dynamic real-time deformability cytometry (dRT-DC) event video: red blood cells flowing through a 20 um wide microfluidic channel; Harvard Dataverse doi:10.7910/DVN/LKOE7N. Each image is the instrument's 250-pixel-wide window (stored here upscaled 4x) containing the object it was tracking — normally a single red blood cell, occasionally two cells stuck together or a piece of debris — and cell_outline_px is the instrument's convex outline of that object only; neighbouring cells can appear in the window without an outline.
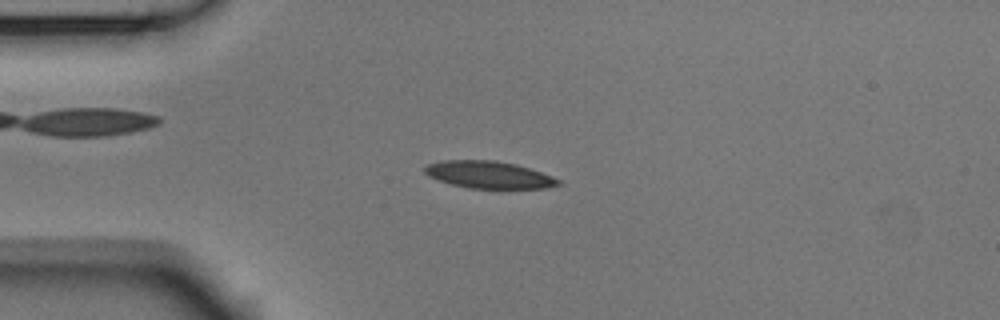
{"species": "Egyptian fruit bat (a non-hibernating species)", "species_latin": "Rousettus aegyptiacus", "temperature_condition": "room temperature", "stored_images_in_passage": 43, "camera_frame_rate_fps": 3000, "um_per_image_px": 0.085, "animal": {"sex": "male"}, "frame": {"image": 1, "passage_image": 2, "time_ms": 0.333, "image_size_px": [1000, 320], "cell_outline_px": [[560, 184], [544, 188], [468, 188], [452, 184], [428, 176], [424, 172], [424, 164], [440, 160], [492, 160], [516, 164], [552, 176], [560, 180]], "centroid_in_image_um": [41.49, 14.84], "position_along_channel_um": 43.5, "area_um2": 21.04}}
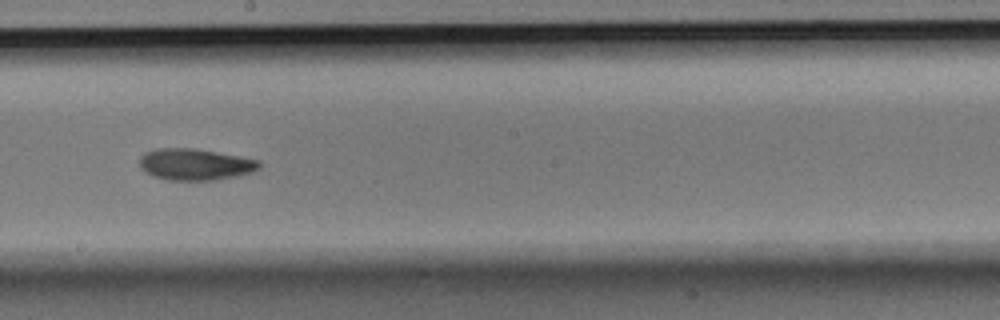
{"frame": {"image": 2, "passage_image": 19, "time_ms": 6.0, "image_size_px": [1000, 320], "cell_outline_px": [[260, 168], [252, 172], [236, 176], [216, 180], [168, 180], [152, 176], [140, 168], [140, 156], [144, 152], [156, 148], [196, 148], [240, 156], [260, 160]], "centroid_in_image_um": [16.58, 13.97], "position_along_channel_um": 231.6, "area_um2": 22.2}}
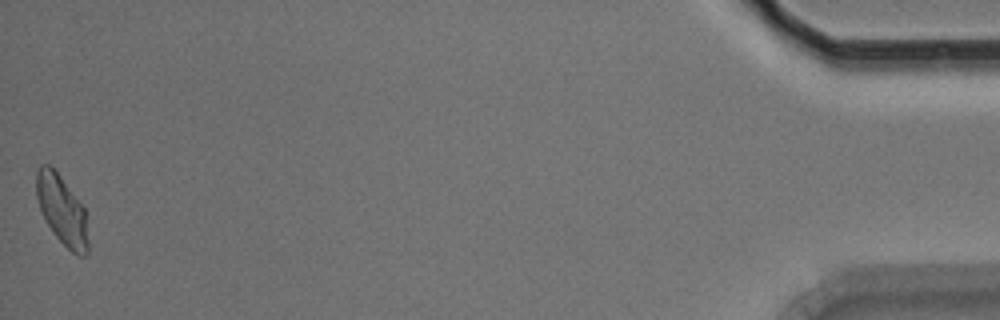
{"frame": {"image": 3, "passage_image": 43, "time_ms": 14.0, "image_size_px": [1000, 320], "cell_outline_px": [[88, 252], [84, 256], [76, 256], [52, 232], [40, 208], [36, 196], [36, 172], [40, 164], [48, 164], [60, 176], [84, 208], [88, 240]], "centroid_in_image_um": [5.26, 17.87], "position_along_channel_um": 429.9, "area_um2": 20.52}, "authors_computed_cell_mechanics": {"area_um2": 21.4438, "velocity_mm_per_s": 3.6781, "shape_relaxation_time_tau1_ms": 9.0449, "shape_relaxation_time_tau2_ms": 6.8172, "deformation_change_tau1": 0.185, "deformation_change_tau2": 0.1249}}